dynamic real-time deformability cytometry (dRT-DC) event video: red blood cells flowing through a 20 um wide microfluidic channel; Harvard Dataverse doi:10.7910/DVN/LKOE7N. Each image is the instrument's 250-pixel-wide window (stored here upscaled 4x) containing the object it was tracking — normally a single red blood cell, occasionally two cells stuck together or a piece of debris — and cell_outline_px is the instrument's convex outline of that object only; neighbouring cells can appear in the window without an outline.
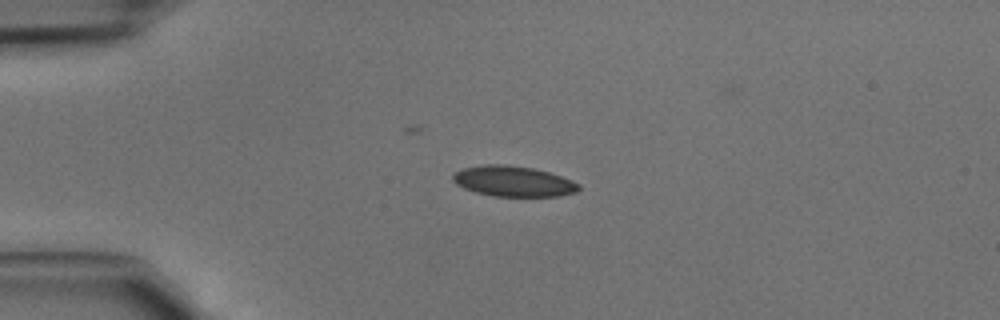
{"species": "common noctule bat (a hibernating species)", "species_latin": "Nyctalus noctula", "temperature_condition": "cold", "stored_images_in_passage": 35, "camera_frame_rate_fps": 3000, "um_per_image_px": 0.085, "animal": {"sex": "male", "body_mass_g": 15.6}, "frame": {"image": 1, "passage_image": 1, "time_ms": 0.0, "image_size_px": [1000, 320], "cell_outline_px": [[580, 188], [576, 192], [560, 196], [492, 196], [476, 192], [464, 188], [456, 184], [452, 180], [452, 176], [460, 168], [484, 164], [504, 164], [532, 168], [548, 172], [560, 176], [580, 184]], "centroid_in_image_um": [43.6, 15.4], "position_along_channel_um": 41.4, "area_um2": 22.37}}
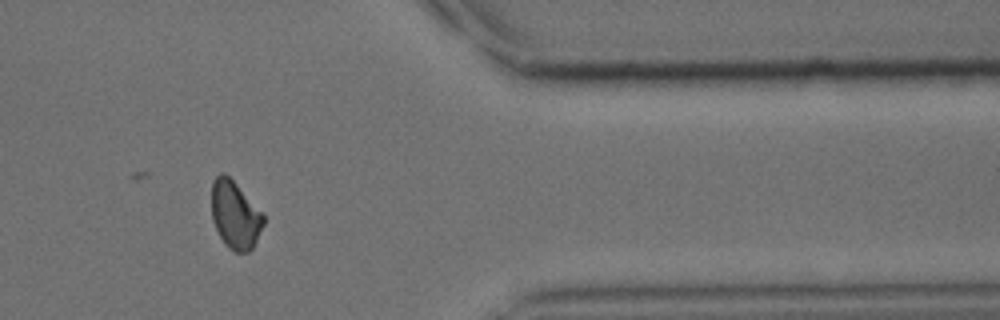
{"frame": {"image": 2, "passage_image": 28, "time_ms": 9.0, "image_size_px": [1000, 320], "cell_outline_px": [[264, 224], [252, 248], [248, 252], [236, 252], [228, 248], [224, 244], [212, 220], [212, 180], [220, 172], [224, 172], [264, 212]], "centroid_in_image_um": [19.99, 18.26], "position_along_channel_um": 391.4, "area_um2": 20.58}}
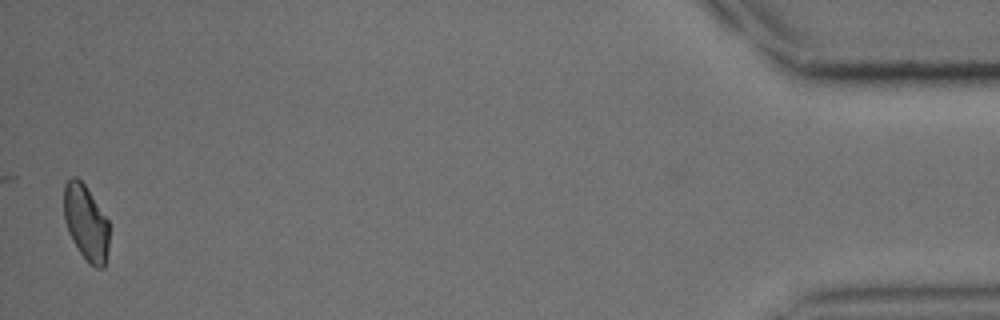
{"frame": {"image": 3, "passage_image": 35, "time_ms": 11.333, "image_size_px": [1000, 320], "cell_outline_px": [[108, 248], [104, 268], [96, 268], [88, 264], [72, 240], [68, 232], [64, 220], [64, 184], [72, 176], [76, 176], [84, 184], [108, 220]], "centroid_in_image_um": [7.29, 18.95], "position_along_channel_um": 427.9, "area_um2": 19.88}}